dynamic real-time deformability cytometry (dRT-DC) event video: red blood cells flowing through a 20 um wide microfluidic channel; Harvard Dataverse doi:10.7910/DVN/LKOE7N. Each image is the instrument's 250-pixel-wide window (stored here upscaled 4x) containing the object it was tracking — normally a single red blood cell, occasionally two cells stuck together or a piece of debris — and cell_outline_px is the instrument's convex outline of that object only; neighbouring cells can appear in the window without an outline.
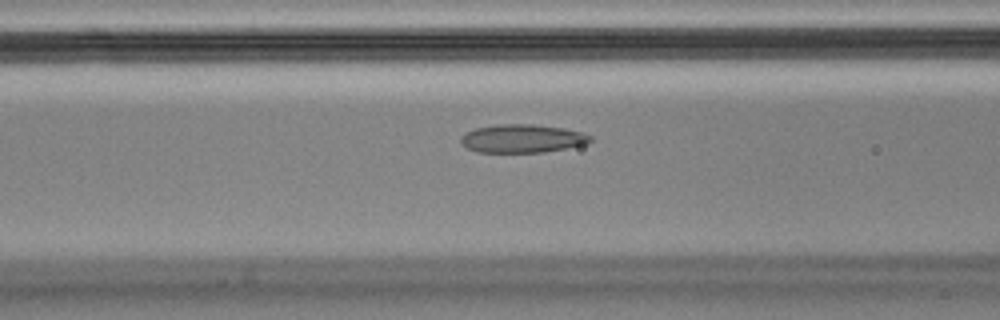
{"species": "Egyptian fruit bat (a non-hibernating species)", "species_latin": "Rousettus aegyptiacus", "temperature_condition": "cold", "stored_images_in_passage": 42, "camera_frame_rate_fps": 3000, "um_per_image_px": 0.085, "animal": {"sex": "male"}, "frame": {"image": 1, "passage_image": 8, "time_ms": 2.333, "image_size_px": [1000, 320], "cell_outline_px": [[592, 140], [588, 144], [544, 152], [476, 152], [468, 148], [460, 140], [460, 136], [476, 128], [496, 124], [532, 124], [564, 128], [580, 132], [592, 136]], "centroid_in_image_um": [44.42, 11.77], "position_along_channel_um": 122.2, "area_um2": 21.33}}
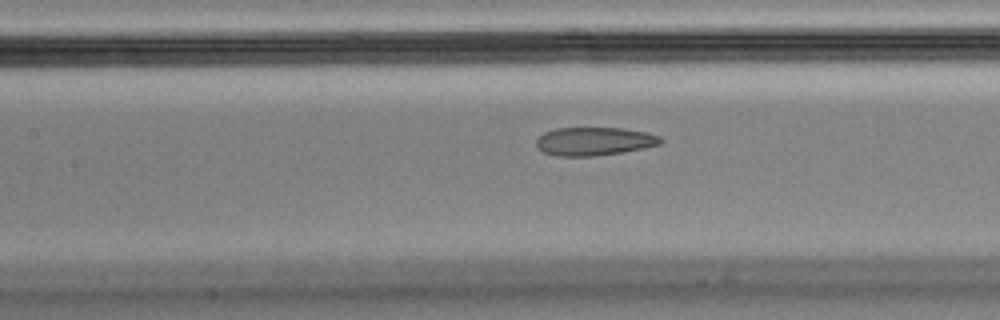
{"frame": {"image": 2, "passage_image": 11, "time_ms": 3.333, "image_size_px": [1000, 320], "cell_outline_px": [[664, 140], [660, 144], [620, 152], [596, 156], [556, 156], [544, 152], [536, 144], [536, 140], [544, 132], [556, 128], [624, 128], [648, 132], [660, 136]], "centroid_in_image_um": [50.52, 12.0], "position_along_channel_um": 156.9, "area_um2": 20.4}}
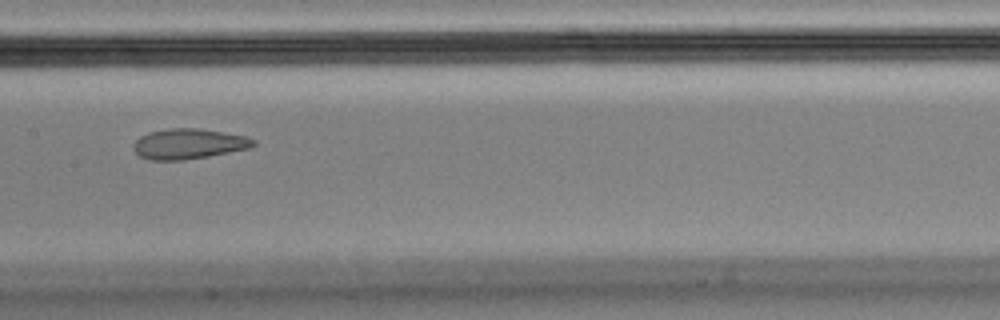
{"frame": {"image": 3, "passage_image": 14, "time_ms": 4.333, "image_size_px": [1000, 320], "cell_outline_px": [[256, 144], [252, 148], [208, 156], [184, 160], [148, 160], [140, 156], [132, 148], [132, 144], [140, 136], [148, 132], [172, 128], [196, 128], [244, 136], [256, 140]], "centroid_in_image_um": [16.01, 12.24], "position_along_channel_um": 191.4, "area_um2": 21.15}}